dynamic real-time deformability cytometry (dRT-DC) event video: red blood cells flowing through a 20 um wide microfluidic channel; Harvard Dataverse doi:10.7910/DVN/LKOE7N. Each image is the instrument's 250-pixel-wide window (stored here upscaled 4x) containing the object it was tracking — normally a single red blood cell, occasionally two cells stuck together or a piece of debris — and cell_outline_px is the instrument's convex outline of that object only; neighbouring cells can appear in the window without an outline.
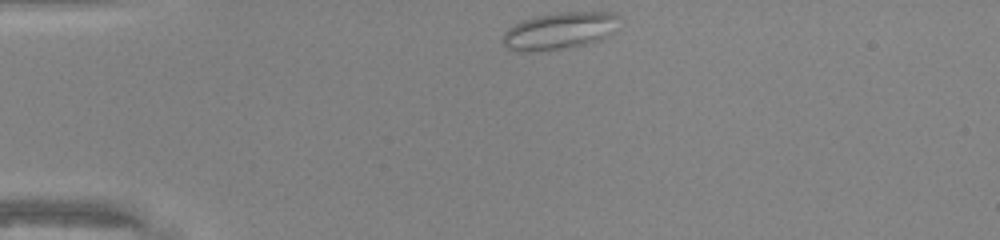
{"species": "common noctule bat (a hibernating species)", "species_latin": "Nyctalus noctula", "temperature_condition": "warm", "stored_images_in_passage": 30, "camera_frame_rate_fps": 3000, "um_per_image_px": 0.085, "animal": {"sex": "male", "body_mass_g": 20.0, "forearm_length_mm": 53.3}, "frame": {"image": 1, "passage_image": 1, "time_ms": 0.0, "image_size_px": [1000, 240], "cell_outline_px": [[616, 16], [612, 32], [608, 36], [584, 44], [564, 48], [536, 52], [520, 52], [508, 48], [500, 40], [500, 36], [508, 28], [524, 20], [536, 16], [564, 12], [616, 12]], "centroid_in_image_um": [47.46, 2.63], "position_along_channel_um": 37.5, "area_um2": 24.74}}
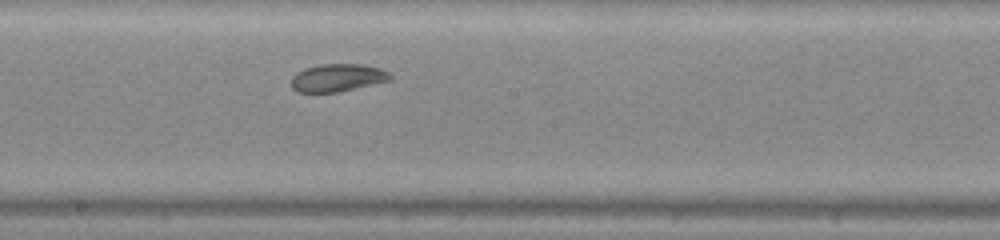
{"frame": {"image": 2, "passage_image": 17, "time_ms": 5.333, "image_size_px": [1000, 240], "cell_outline_px": [[392, 80], [336, 92], [296, 92], [292, 88], [292, 76], [296, 72], [304, 68], [320, 64], [360, 64], [380, 68], [388, 72], [392, 76]], "centroid_in_image_um": [28.67, 6.6], "position_along_channel_um": 219.5, "area_um2": 15.95}}
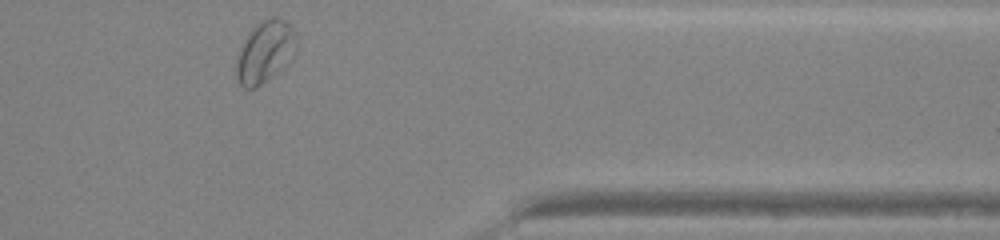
{"frame": {"image": 3, "passage_image": 30, "time_ms": 9.667, "image_size_px": [1000, 240], "cell_outline_px": [[296, 48], [292, 60], [284, 68], [256, 88], [244, 88], [240, 84], [236, 76], [236, 60], [240, 48], [248, 32], [260, 20], [272, 16], [276, 16], [284, 20], [296, 32]], "centroid_in_image_um": [22.54, 4.4], "position_along_channel_um": 388.9, "area_um2": 22.02}, "authors_computed_cell_mechanics": {"area_um2": 16.7042, "velocity_mm_per_s": 4.2491, "shape_relaxation_time_tau1_ms": null, "shape_relaxation_time_tau2_ms": 1.43, "deformation_change_tau1": null, "deformation_change_tau2": 0.0579}}